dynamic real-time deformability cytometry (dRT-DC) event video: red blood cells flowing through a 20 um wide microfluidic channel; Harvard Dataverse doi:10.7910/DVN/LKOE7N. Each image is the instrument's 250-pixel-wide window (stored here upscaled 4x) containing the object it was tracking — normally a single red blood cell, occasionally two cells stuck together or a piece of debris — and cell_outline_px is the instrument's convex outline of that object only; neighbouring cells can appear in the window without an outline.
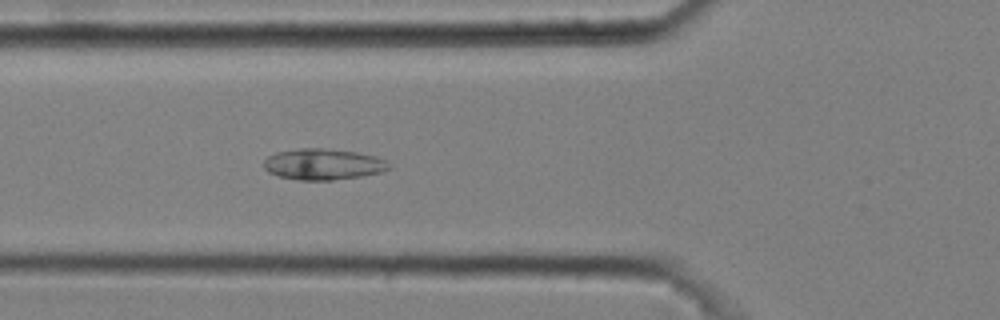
{"species": "common noctule bat (a hibernating species)", "species_latin": "Nyctalus noctula", "temperature_condition": "cold", "stored_images_in_passage": 5, "camera_frame_rate_fps": 3000, "um_per_image_px": 0.085, "animal": {"sex": "male", "body_mass_g": 20.4}, "frame": {"image": 1, "passage_image": 5, "time_ms": 1.333, "image_size_px": [1000, 320], "cell_outline_px": [[392, 168], [380, 172], [360, 176], [332, 180], [296, 180], [280, 176], [268, 172], [264, 168], [264, 160], [268, 156], [276, 152], [300, 148], [324, 148], [356, 152], [376, 156], [384, 160]], "centroid_in_image_um": [27.44, 13.96], "position_along_channel_um": 98.4, "area_um2": 22.6}}